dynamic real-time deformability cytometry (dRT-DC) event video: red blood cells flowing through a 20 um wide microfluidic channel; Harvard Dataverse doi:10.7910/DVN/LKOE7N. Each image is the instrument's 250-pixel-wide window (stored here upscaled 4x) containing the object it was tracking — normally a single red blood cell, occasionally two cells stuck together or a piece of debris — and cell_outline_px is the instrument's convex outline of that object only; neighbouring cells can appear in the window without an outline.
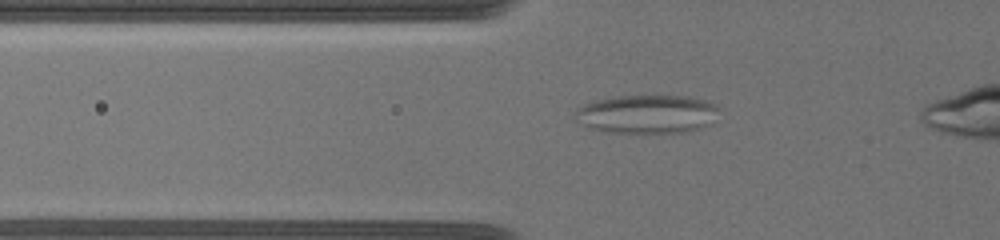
{"species": "common noctule bat (a hibernating species)", "species_latin": "Nyctalus noctula", "temperature_condition": "warm", "stored_images_in_passage": 8, "camera_frame_rate_fps": 3000, "um_per_image_px": 0.085, "animal": {"sex": "female", "body_mass_g": 19.5, "forearm_length_mm": 54.1}, "frame": {"image": 1, "passage_image": 5, "time_ms": 3.333, "image_size_px": [1000, 240], "cell_outline_px": [[720, 108], [716, 124], [688, 132], [604, 132], [588, 128], [572, 120], [572, 116], [576, 108], [584, 104], [596, 100], [620, 96], [688, 96], [704, 100], [716, 104]], "centroid_in_image_um": [55.02, 9.71], "position_along_channel_um": 70.8, "area_um2": 33.12}}
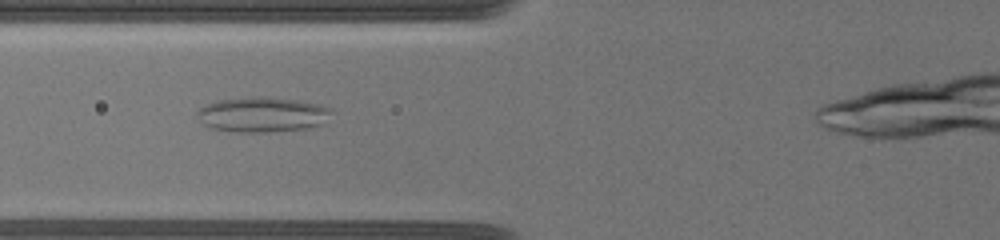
{"frame": {"image": 2, "passage_image": 6, "time_ms": 4.333, "image_size_px": [1000, 240], "cell_outline_px": [[332, 112], [320, 124], [308, 128], [272, 132], [228, 132], [212, 128], [204, 124], [196, 116], [196, 112], [204, 104], [216, 100], [268, 96], [296, 100], [320, 104], [332, 108]], "centroid_in_image_um": [22.26, 9.74], "position_along_channel_um": 103.5, "area_um2": 27.57}}
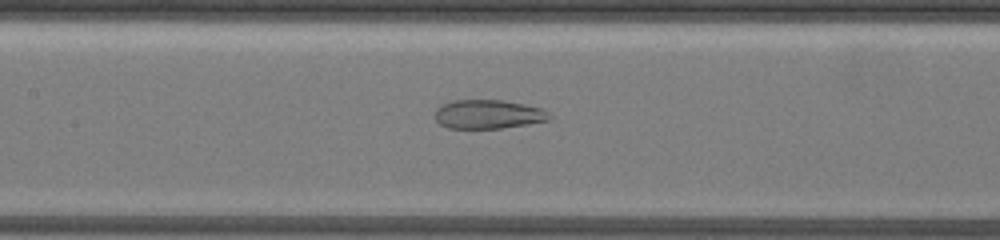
{"frame": {"image": 3, "passage_image": 8, "time_ms": 6.0, "image_size_px": [1000, 240], "cell_outline_px": [[552, 120], [528, 124], [500, 128], [448, 128], [440, 124], [432, 116], [436, 108], [440, 104], [452, 100], [504, 100], [544, 108], [552, 116]], "centroid_in_image_um": [41.49, 9.7], "position_along_channel_um": 165.9, "area_um2": 19.71}}